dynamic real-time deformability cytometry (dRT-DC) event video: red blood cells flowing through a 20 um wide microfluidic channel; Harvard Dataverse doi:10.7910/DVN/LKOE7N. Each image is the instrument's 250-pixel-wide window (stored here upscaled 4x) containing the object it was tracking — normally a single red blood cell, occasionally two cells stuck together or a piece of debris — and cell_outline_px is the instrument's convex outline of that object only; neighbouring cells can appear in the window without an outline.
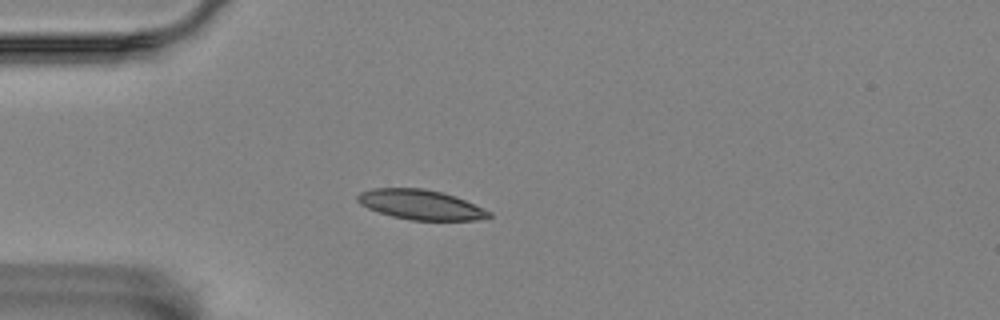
{"species": "Egyptian fruit bat (a non-hibernating species)", "species_latin": "Rousettus aegyptiacus", "temperature_condition": "room temperature", "stored_images_in_passage": 11, "camera_frame_rate_fps": 3000, "um_per_image_px": 0.085, "animal": {"sex": "female"}, "frame": {"image": 1, "passage_image": 4, "time_ms": 4.333, "image_size_px": [1000, 320], "cell_outline_px": [[492, 216], [476, 220], [408, 220], [392, 216], [368, 208], [360, 204], [356, 200], [356, 196], [360, 192], [372, 188], [424, 188], [444, 192], [456, 196], [492, 212]], "centroid_in_image_um": [35.75, 17.39], "position_along_channel_um": 49.2, "area_um2": 22.95}}
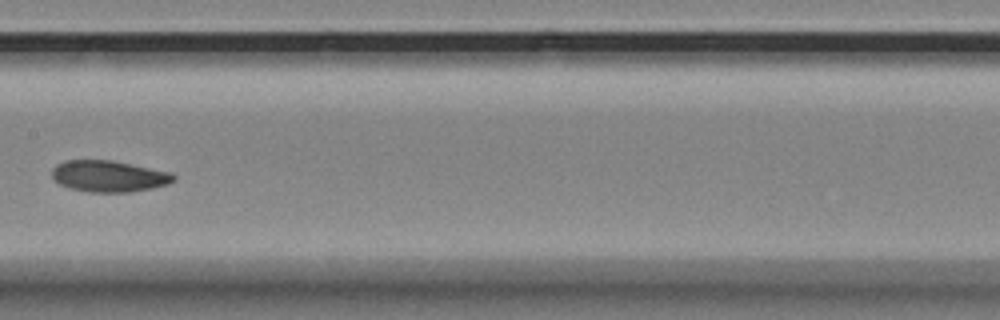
{"frame": {"image": 2, "passage_image": 8, "time_ms": 9.0, "image_size_px": [1000, 320], "cell_outline_px": [[176, 180], [168, 184], [152, 188], [132, 192], [88, 192], [68, 188], [52, 180], [52, 168], [56, 164], [64, 160], [112, 160], [172, 172], [176, 176]], "centroid_in_image_um": [9.24, 14.98], "position_along_channel_um": 198.2, "area_um2": 22.6}}
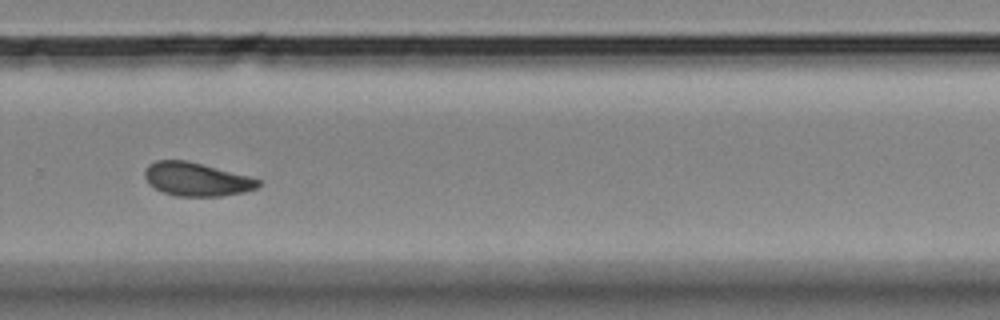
{"frame": {"image": 3, "passage_image": 11, "time_ms": 12.333, "image_size_px": [1000, 320], "cell_outline_px": [[264, 184], [256, 188], [244, 192], [220, 196], [176, 196], [164, 192], [148, 184], [144, 176], [144, 168], [148, 164], [156, 160], [184, 160], [248, 176], [260, 180]], "centroid_in_image_um": [16.68, 15.24], "position_along_channel_um": 313.1, "area_um2": 22.02}}